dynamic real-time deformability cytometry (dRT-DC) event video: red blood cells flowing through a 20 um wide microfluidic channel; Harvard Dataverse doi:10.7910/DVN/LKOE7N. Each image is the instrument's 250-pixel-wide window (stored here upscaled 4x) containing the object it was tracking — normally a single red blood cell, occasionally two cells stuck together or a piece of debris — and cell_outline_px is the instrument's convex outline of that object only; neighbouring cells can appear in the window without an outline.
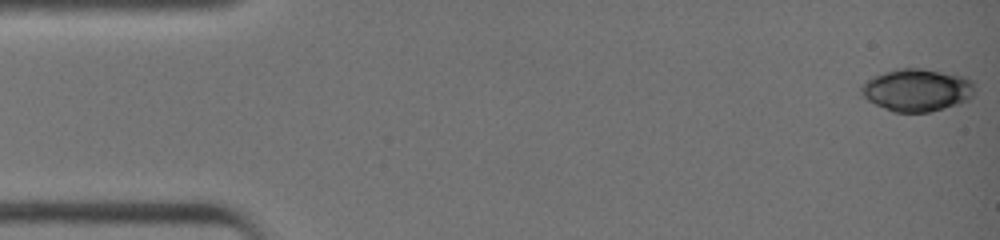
{"species": "common noctule bat (a hibernating species)", "species_latin": "Nyctalus noctula", "temperature_condition": "warm", "stored_images_in_passage": 41, "camera_frame_rate_fps": 3000, "um_per_image_px": 0.085, "animal": {"sex": "female", "body_mass_g": 19.0, "forearm_length_mm": 51.5}, "frame": {"image": 1, "passage_image": 1, "time_ms": 0.0, "image_size_px": [1000, 240], "cell_outline_px": [[976, 88], [972, 96], [968, 100], [960, 104], [928, 112], [892, 112], [868, 100], [860, 92], [860, 84], [872, 76], [896, 68], [924, 68], [964, 76], [972, 80]], "centroid_in_image_um": [77.95, 7.64], "position_along_channel_um": 7.1, "area_um2": 28.5}}
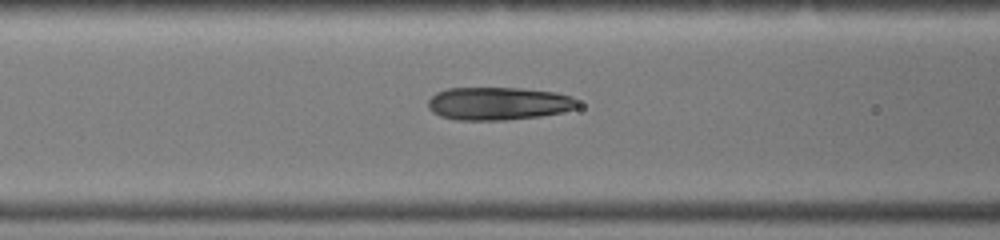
{"frame": {"image": 2, "passage_image": 17, "time_ms": 5.333, "image_size_px": [1000, 240], "cell_outline_px": [[580, 104], [576, 108], [564, 112], [540, 116], [504, 120], [456, 120], [440, 116], [432, 112], [428, 108], [428, 100], [436, 92], [448, 88], [524, 88], [556, 92], [572, 96]], "centroid_in_image_um": [42.37, 8.8], "position_along_channel_um": 124.2, "area_um2": 28.96}}
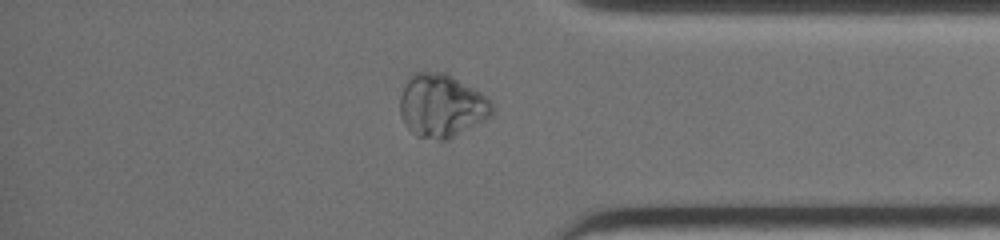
{"frame": {"image": 3, "passage_image": 35, "time_ms": 11.333, "image_size_px": [1000, 240], "cell_outline_px": [[492, 116], [448, 140], [440, 140], [416, 136], [404, 124], [400, 116], [400, 96], [404, 84], [408, 76], [412, 72], [444, 72], [452, 76], [480, 92], [492, 100]], "centroid_in_image_um": [37.51, 8.98], "position_along_channel_um": 397.7, "area_um2": 34.16}, "authors_computed_cell_mechanics": {"area_um2": 28.2064, "velocity_mm_per_s": 4.6338, "shape_relaxation_time_tau1_ms": null, "shape_relaxation_time_tau2_ms": 1.7646, "deformation_change_tau1": null, "deformation_change_tau2": 0.0649}}